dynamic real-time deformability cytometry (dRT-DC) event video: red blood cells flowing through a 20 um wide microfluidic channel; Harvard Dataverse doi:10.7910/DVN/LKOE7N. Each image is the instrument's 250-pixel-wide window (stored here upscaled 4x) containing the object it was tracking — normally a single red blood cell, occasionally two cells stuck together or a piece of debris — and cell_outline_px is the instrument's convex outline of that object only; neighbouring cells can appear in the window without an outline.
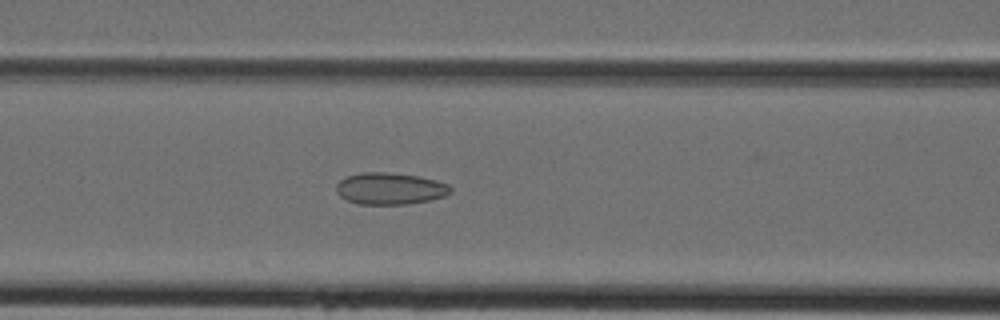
{"species": "Egyptian fruit bat (a non-hibernating species)", "species_latin": "Rousettus aegyptiacus", "temperature_condition": "cold", "stored_images_in_passage": 17, "camera_frame_rate_fps": 3000, "um_per_image_px": 0.085, "animal": {"sex": "female"}, "frame": {"image": 1, "passage_image": 8, "time_ms": 2.333, "image_size_px": [1000, 320], "cell_outline_px": [[452, 192], [444, 196], [428, 200], [408, 204], [356, 204], [340, 196], [336, 192], [336, 184], [340, 180], [348, 176], [360, 172], [388, 172], [420, 176], [436, 180], [448, 184], [452, 188]], "centroid_in_image_um": [33.15, 16.02], "position_along_channel_um": 133.5, "area_um2": 21.27}}
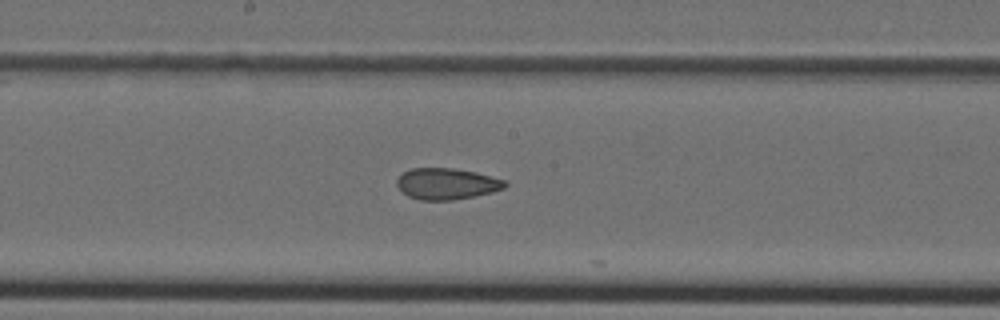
{"frame": {"image": 2, "passage_image": 13, "time_ms": 4.0, "image_size_px": [1000, 320], "cell_outline_px": [[508, 184], [504, 188], [492, 192], [452, 200], [420, 200], [408, 196], [396, 184], [396, 180], [404, 172], [412, 168], [452, 168], [476, 172], [508, 180]], "centroid_in_image_um": [38.0, 15.61], "position_along_channel_um": 210.2, "area_um2": 19.65}}
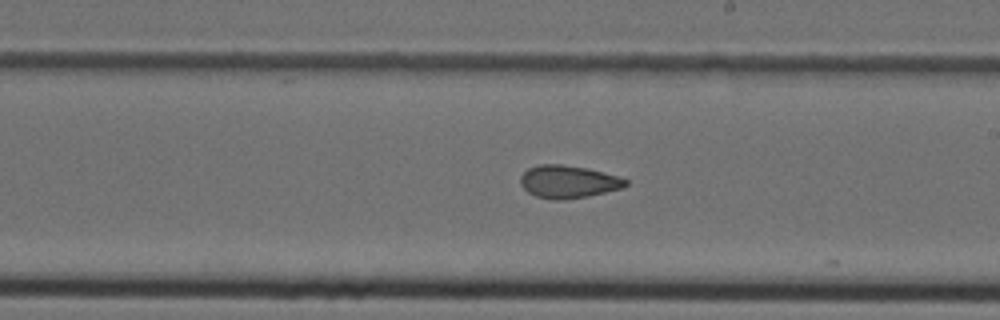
{"frame": {"image": 3, "passage_image": 15, "time_ms": 4.667, "image_size_px": [1000, 320], "cell_outline_px": [[628, 184], [620, 188], [588, 196], [564, 200], [552, 200], [536, 196], [528, 192], [520, 184], [520, 176], [528, 168], [540, 164], [560, 164], [588, 168], [616, 176], [628, 180]], "centroid_in_image_um": [48.26, 15.45], "position_along_channel_um": 240.7, "area_um2": 19.94}}